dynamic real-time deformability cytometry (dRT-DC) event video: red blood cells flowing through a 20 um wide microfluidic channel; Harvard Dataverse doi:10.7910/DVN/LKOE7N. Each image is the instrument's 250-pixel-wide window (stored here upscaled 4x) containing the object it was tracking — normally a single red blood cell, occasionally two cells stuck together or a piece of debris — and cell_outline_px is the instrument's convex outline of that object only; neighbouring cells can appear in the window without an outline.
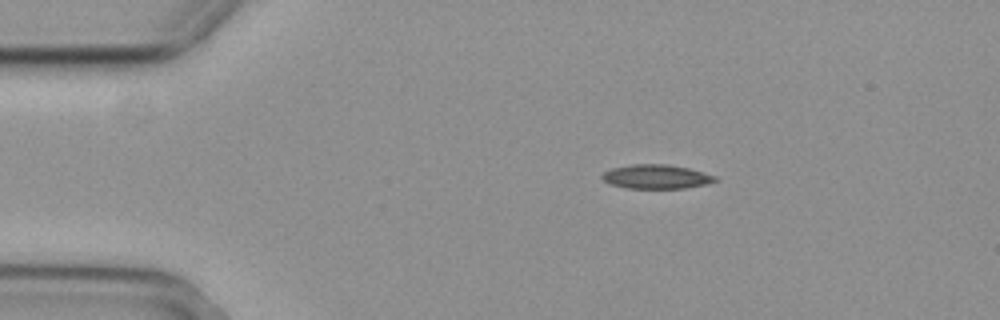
{"species": "common noctule bat (a hibernating species)", "species_latin": "Nyctalus noctula", "temperature_condition": "cold", "stored_images_in_passage": 46, "camera_frame_rate_fps": 3000, "um_per_image_px": 0.085, "animal": {"sex": "female", "body_mass_g": 29.2, "forearm_length_mm": 56.3}, "frame": {"image": 1, "passage_image": 1, "time_ms": 0.0, "image_size_px": [1000, 320], "cell_outline_px": [[716, 180], [704, 184], [684, 188], [628, 188], [612, 184], [604, 180], [600, 176], [604, 172], [612, 168], [632, 164], [664, 164], [688, 168], [716, 176]], "centroid_in_image_um": [55.75, 15.01], "position_along_channel_um": 29.3, "area_um2": 15.55}}
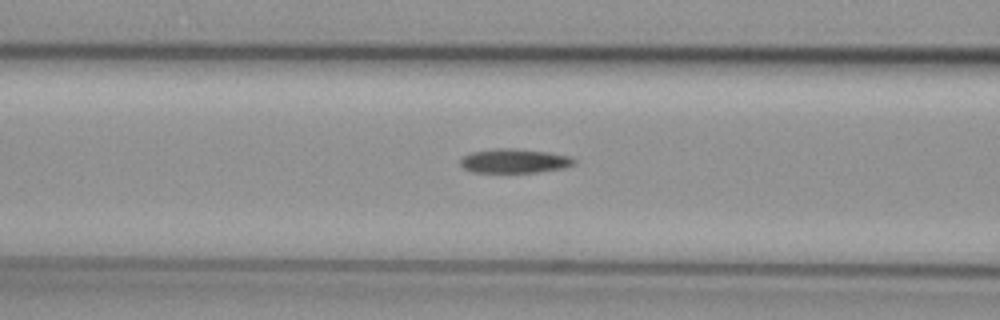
{"frame": {"image": 2, "passage_image": 13, "time_ms": 4.0, "image_size_px": [1000, 320], "cell_outline_px": [[576, 164], [564, 168], [536, 172], [472, 172], [464, 168], [460, 164], [460, 160], [464, 156], [472, 152], [496, 148], [516, 148], [548, 152], [568, 156], [576, 160]], "centroid_in_image_um": [43.73, 13.67], "position_along_channel_um": 122.9, "area_um2": 16.01}}
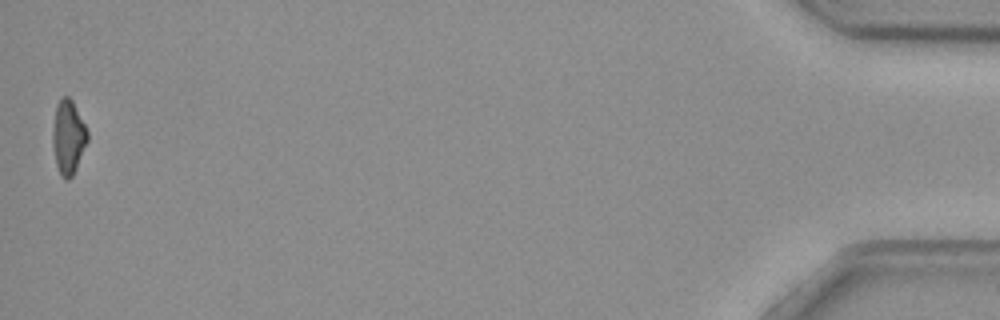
{"frame": {"image": 3, "passage_image": 46, "time_ms": 15.0, "image_size_px": [1000, 320], "cell_outline_px": [[88, 140], [76, 168], [72, 176], [68, 180], [64, 180], [60, 176], [56, 164], [52, 144], [52, 132], [56, 104], [60, 96], [68, 96], [72, 100], [88, 132]], "centroid_in_image_um": [5.78, 11.66], "position_along_channel_um": 429.4, "area_um2": 15.09}, "authors_computed_cell_mechanics": {"area_um2": 16.0684, "velocity_mm_per_s": 3.7112, "shape_relaxation_time_tau1_ms": 5.4787, "shape_relaxation_time_tau2_ms": null, "deformation_change_tau1": 0.1681, "deformation_change_tau2": null}}